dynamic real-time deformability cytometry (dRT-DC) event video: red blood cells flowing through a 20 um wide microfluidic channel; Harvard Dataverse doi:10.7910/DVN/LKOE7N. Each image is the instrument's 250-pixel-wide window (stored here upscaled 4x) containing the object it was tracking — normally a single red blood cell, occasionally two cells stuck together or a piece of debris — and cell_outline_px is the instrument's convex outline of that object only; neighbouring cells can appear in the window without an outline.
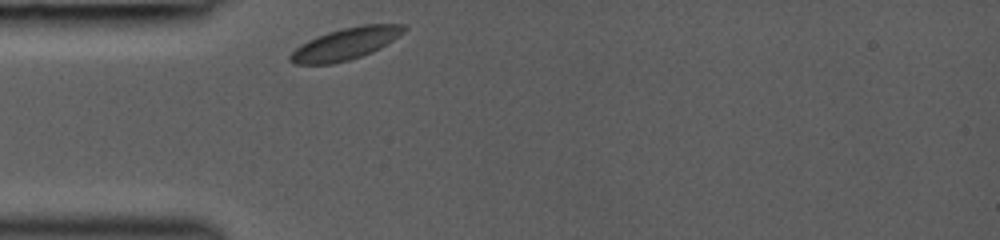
{"species": "common noctule bat (a hibernating species)", "species_latin": "Nyctalus noctula", "temperature_condition": "room temperature", "stored_images_in_passage": 34, "camera_frame_rate_fps": 3000, "um_per_image_px": 0.085, "animal": {"sex": "female", "body_mass_g": 19.0, "forearm_length_mm": 53.3}, "frame": {"image": 1, "passage_image": 1, "time_ms": 0.0, "image_size_px": [1000, 240], "cell_outline_px": [[408, 28], [404, 32], [380, 48], [372, 52], [348, 60], [332, 64], [292, 64], [288, 60], [288, 56], [296, 48], [308, 40], [328, 32], [344, 28], [364, 24], [408, 24]], "centroid_in_image_um": [29.38, 3.72], "position_along_channel_um": 55.6, "area_um2": 20.98}}
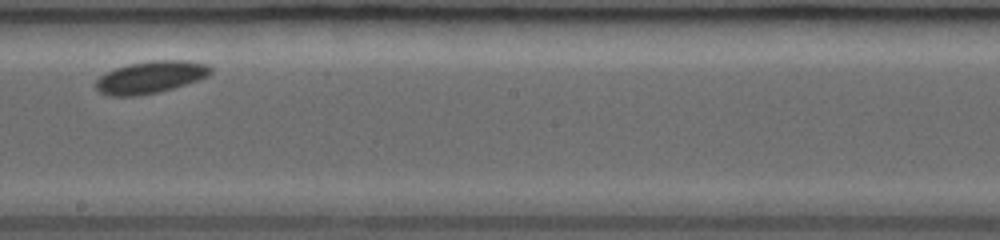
{"frame": {"image": 2, "passage_image": 18, "time_ms": 4.667, "image_size_px": [1000, 240], "cell_outline_px": [[212, 72], [208, 76], [172, 88], [140, 96], [108, 96], [100, 92], [96, 88], [96, 80], [104, 72], [128, 64], [148, 60], [188, 60], [208, 64], [212, 68]], "centroid_in_image_um": [12.78, 6.55], "position_along_channel_um": 235.4, "area_um2": 21.62}}
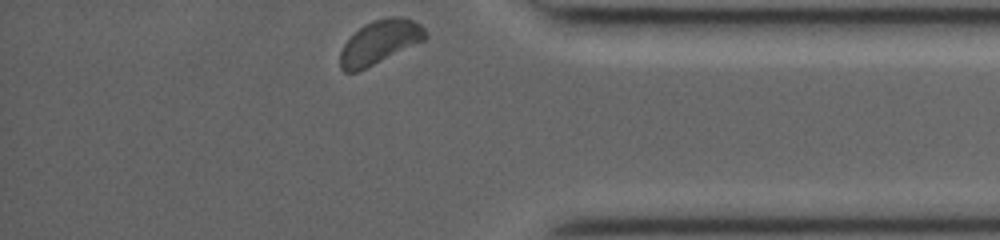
{"frame": {"image": 3, "passage_image": 34, "time_ms": 9.0, "image_size_px": [1000, 240], "cell_outline_px": [[428, 36], [424, 40], [356, 72], [344, 72], [340, 68], [340, 52], [344, 44], [364, 24], [376, 20], [392, 16], [404, 16], [420, 24], [428, 32]], "centroid_in_image_um": [32.29, 3.56], "position_along_channel_um": 402.9, "area_um2": 21.27}}